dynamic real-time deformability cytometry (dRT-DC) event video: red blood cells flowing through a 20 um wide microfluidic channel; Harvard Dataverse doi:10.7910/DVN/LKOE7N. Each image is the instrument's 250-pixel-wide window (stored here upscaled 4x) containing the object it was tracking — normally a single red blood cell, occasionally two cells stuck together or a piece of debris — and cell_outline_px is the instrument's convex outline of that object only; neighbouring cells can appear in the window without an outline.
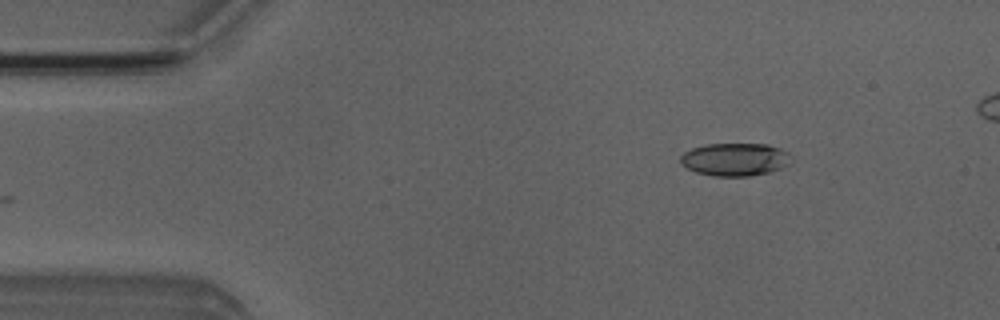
{"species": "Egyptian fruit bat (a non-hibernating species)", "species_latin": "Rousettus aegyptiacus", "temperature_condition": "room temperature", "stored_images_in_passage": 3, "camera_frame_rate_fps": 3000, "um_per_image_px": 0.085, "animal": {"sex": "male"}, "frame": {"image": 1, "passage_image": 3, "time_ms": 2.333, "image_size_px": [1000, 320], "cell_outline_px": [[792, 156], [788, 164], [780, 168], [768, 172], [748, 176], [712, 176], [696, 172], [680, 164], [680, 156], [684, 152], [692, 148], [708, 144], [768, 144], [780, 148], [788, 152]], "centroid_in_image_um": [62.46, 13.54], "position_along_channel_um": 22.5, "area_um2": 21.21}}